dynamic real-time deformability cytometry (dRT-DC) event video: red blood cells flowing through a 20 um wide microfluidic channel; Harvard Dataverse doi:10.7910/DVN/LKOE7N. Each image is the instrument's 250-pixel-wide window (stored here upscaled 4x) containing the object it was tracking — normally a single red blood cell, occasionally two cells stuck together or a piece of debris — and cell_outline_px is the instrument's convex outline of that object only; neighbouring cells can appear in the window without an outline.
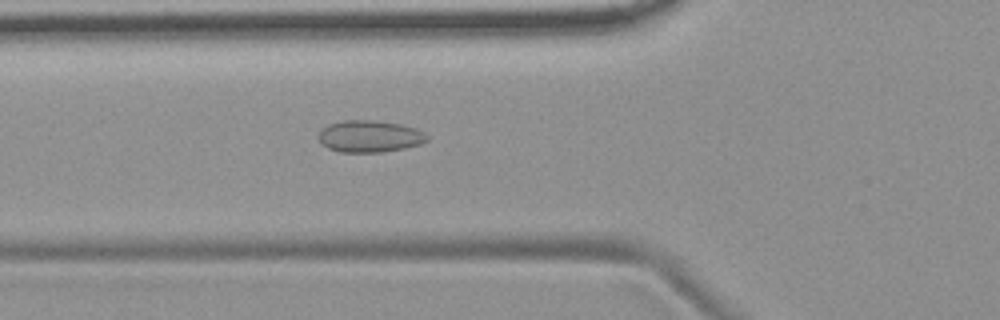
{"species": "common noctule bat (a hibernating species)", "species_latin": "Nyctalus noctula", "temperature_condition": "room temperature", "stored_images_in_passage": 6, "camera_frame_rate_fps": 3000, "um_per_image_px": 0.085, "animal": {"sex": "female", "body_mass_g": 19.9}, "frame": {"image": 1, "passage_image": 6, "time_ms": 6.333, "image_size_px": [1000, 320], "cell_outline_px": [[428, 140], [420, 144], [404, 148], [380, 152], [340, 152], [328, 148], [316, 136], [328, 124], [344, 120], [376, 120], [400, 124], [416, 128], [424, 132], [428, 136]], "centroid_in_image_um": [31.43, 11.58], "position_along_channel_um": 94.4, "area_um2": 20.11}}